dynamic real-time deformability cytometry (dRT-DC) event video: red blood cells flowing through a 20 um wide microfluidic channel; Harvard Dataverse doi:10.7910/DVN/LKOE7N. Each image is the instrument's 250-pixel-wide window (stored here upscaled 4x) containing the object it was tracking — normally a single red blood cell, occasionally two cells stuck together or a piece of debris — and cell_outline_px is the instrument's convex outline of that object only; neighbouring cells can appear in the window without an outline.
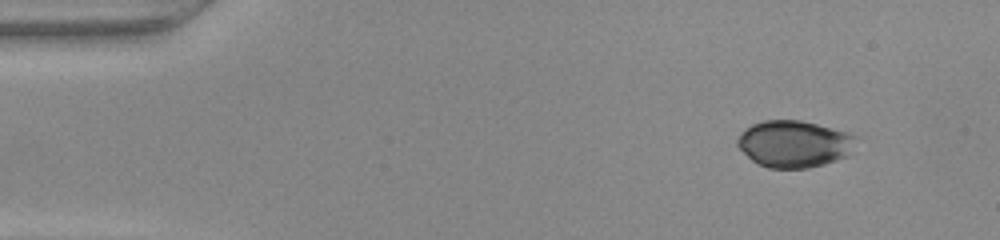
{"species": "common noctule bat (a hibernating species)", "species_latin": "Nyctalus noctula", "temperature_condition": "warm", "stored_images_in_passage": 40, "camera_frame_rate_fps": 3000, "um_per_image_px": 0.085, "animal": {"sex": "female", "body_mass_g": 22.0, "forearm_length_mm": 56.7}, "frame": {"image": 1, "passage_image": 1, "time_ms": 0.0, "image_size_px": [1000, 240], "cell_outline_px": [[860, 136], [848, 156], [824, 164], [808, 168], [768, 168], [756, 164], [736, 144], [736, 140], [740, 132], [744, 128], [752, 124], [764, 120], [800, 120], [816, 124]], "centroid_in_image_um": [67.5, 12.23], "position_along_channel_um": 17.5, "area_um2": 32.6}}